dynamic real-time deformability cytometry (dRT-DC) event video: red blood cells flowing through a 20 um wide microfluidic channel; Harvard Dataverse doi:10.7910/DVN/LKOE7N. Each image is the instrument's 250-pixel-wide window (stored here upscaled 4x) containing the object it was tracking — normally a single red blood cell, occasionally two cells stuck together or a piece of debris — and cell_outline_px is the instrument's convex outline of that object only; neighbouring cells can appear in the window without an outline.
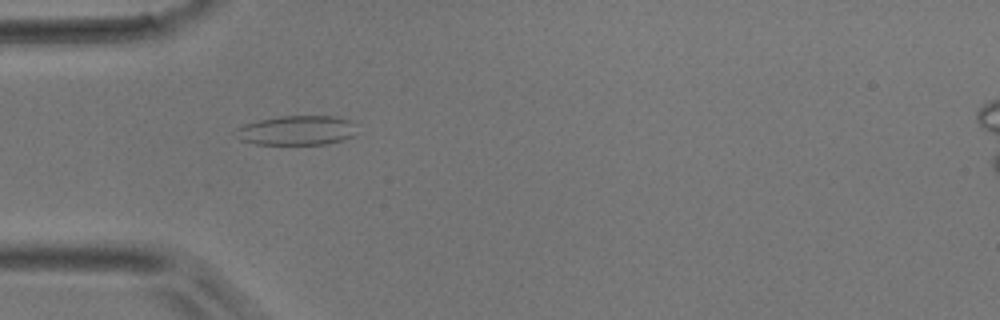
{"species": "common noctule bat (a hibernating species)", "species_latin": "Nyctalus noctula", "temperature_condition": "room temperature", "stored_images_in_passage": 25, "camera_frame_rate_fps": 3000, "um_per_image_px": 0.085, "animal": {"sex": "male", "body_mass_g": 17.9}, "frame": {"image": 1, "passage_image": 9, "time_ms": 2.667, "image_size_px": [1000, 320], "cell_outline_px": [[352, 136], [344, 140], [328, 144], [256, 144], [240, 140], [232, 132], [236, 128], [244, 124], [260, 120], [280, 116], [336, 116], [348, 120], [352, 124]], "centroid_in_image_um": [25.14, 11.09], "position_along_channel_um": 59.9, "area_um2": 20.69}}
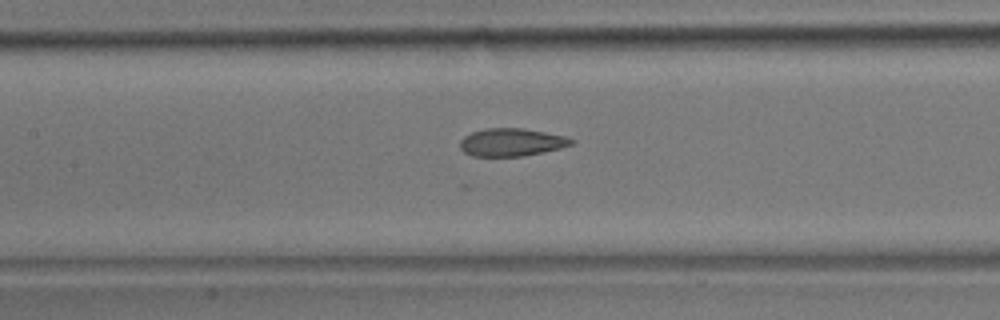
{"frame": {"image": 2, "passage_image": 17, "time_ms": 5.333, "image_size_px": [1000, 320], "cell_outline_px": [[576, 140], [572, 144], [560, 148], [544, 152], [524, 156], [472, 156], [464, 152], [460, 148], [460, 140], [464, 136], [472, 132], [484, 128], [520, 128], [544, 132], [564, 136]], "centroid_in_image_um": [43.46, 12.09], "position_along_channel_um": 163.9, "area_um2": 18.03}}
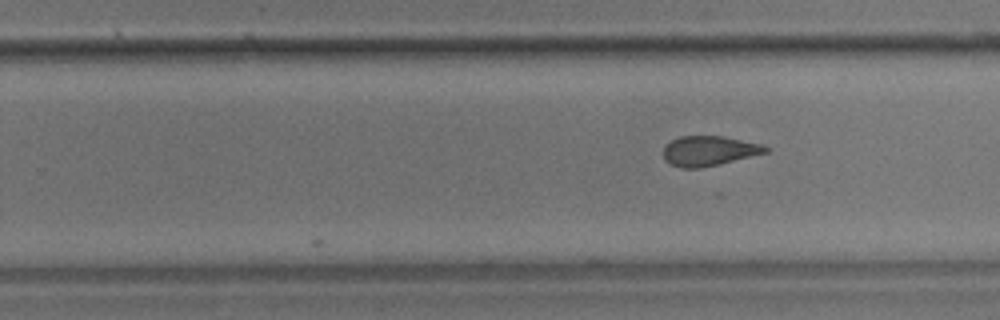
{"frame": {"image": 3, "passage_image": 25, "time_ms": 8.0, "image_size_px": [1000, 320], "cell_outline_px": [[768, 152], [700, 168], [680, 168], [664, 160], [664, 148], [672, 140], [680, 136], [724, 136], [760, 144], [768, 148]], "centroid_in_image_um": [60.24, 12.82], "position_along_channel_um": 269.6, "area_um2": 17.46}}